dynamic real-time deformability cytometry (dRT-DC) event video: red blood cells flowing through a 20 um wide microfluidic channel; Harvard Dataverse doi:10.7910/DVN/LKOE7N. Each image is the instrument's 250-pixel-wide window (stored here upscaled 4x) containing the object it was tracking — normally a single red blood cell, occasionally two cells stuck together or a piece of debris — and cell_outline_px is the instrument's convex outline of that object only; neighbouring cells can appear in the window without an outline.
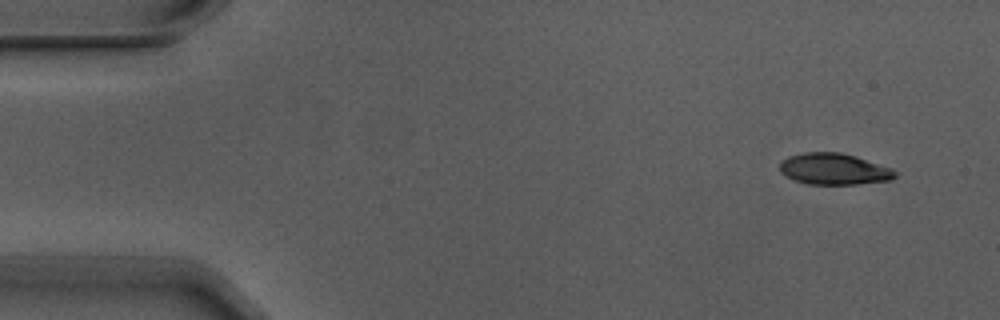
{"species": "Egyptian fruit bat (a non-hibernating species)", "species_latin": "Rousettus aegyptiacus", "temperature_condition": "warm", "stored_images_in_passage": 6, "camera_frame_rate_fps": 3000, "um_per_image_px": 0.085, "animal": {"sex": "male"}, "frame": {"image": 1, "passage_image": 1, "time_ms": 0.0, "image_size_px": [1000, 320], "cell_outline_px": [[896, 176], [892, 180], [856, 184], [808, 184], [796, 180], [780, 172], [780, 164], [788, 156], [804, 152], [840, 152], [856, 156], [892, 168], [896, 172]], "centroid_in_image_um": [70.92, 14.36], "position_along_channel_um": 14.1, "area_um2": 20.98}}